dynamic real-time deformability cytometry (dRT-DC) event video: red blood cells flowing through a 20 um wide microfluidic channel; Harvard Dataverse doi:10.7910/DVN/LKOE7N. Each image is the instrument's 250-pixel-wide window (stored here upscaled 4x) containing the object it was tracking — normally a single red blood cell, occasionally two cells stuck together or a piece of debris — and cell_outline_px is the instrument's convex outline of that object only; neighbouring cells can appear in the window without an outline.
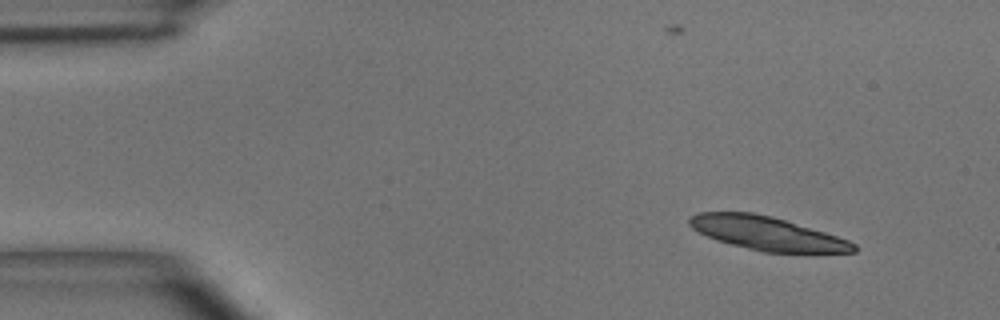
{"species": "common noctule bat (a hibernating species)", "species_latin": "Nyctalus noctula", "temperature_condition": "room temperature", "stored_images_in_passage": 3, "camera_frame_rate_fps": 3000, "um_per_image_px": 0.085, "animal": {"sex": "male", "body_mass_g": 15.6}, "frame": {"image": 1, "passage_image": 1, "time_ms": 0.0, "image_size_px": [1000, 320], "cell_outline_px": [[860, 248], [856, 252], [764, 252], [716, 240], [692, 228], [688, 224], [688, 216], [700, 212], [752, 212], [772, 216], [824, 232], [848, 240], [856, 244]], "centroid_in_image_um": [65.18, 19.82], "position_along_channel_um": 19.8, "area_um2": 31.85}}